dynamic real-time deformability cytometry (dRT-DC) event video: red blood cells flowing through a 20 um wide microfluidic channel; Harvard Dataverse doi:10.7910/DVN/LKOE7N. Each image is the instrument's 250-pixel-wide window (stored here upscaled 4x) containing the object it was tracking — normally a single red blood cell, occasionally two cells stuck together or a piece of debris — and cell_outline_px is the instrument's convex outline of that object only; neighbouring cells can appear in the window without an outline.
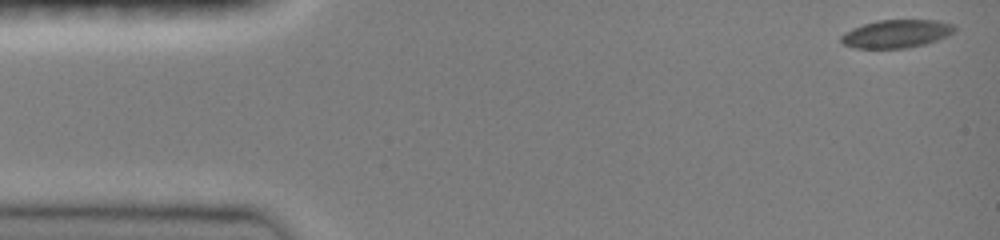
{"species": "common noctule bat (a hibernating species)", "species_latin": "Nyctalus noctula", "temperature_condition": "room temperature", "stored_images_in_passage": 44, "camera_frame_rate_fps": 3000, "um_per_image_px": 0.085, "animal": {"sex": "female", "body_mass_g": 19.0, "forearm_length_mm": 51.5}, "frame": {"image": 1, "passage_image": 1, "time_ms": 0.0, "image_size_px": [1000, 240], "cell_outline_px": [[956, 32], [948, 36], [924, 44], [908, 48], [856, 48], [844, 44], [840, 40], [840, 36], [844, 32], [852, 28], [876, 20], [940, 20], [956, 24]], "centroid_in_image_um": [76.24, 2.86], "position_along_channel_um": 8.8, "area_um2": 18.79}}
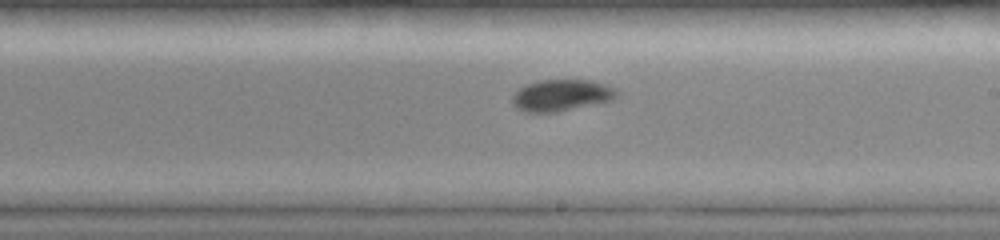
{"frame": {"image": 2, "passage_image": 27, "time_ms": 8.667, "image_size_px": [1000, 240], "cell_outline_px": [[620, 96], [612, 100], [556, 112], [524, 112], [516, 108], [512, 104], [512, 96], [524, 84], [540, 80], [592, 80], [604, 84], [620, 92]], "centroid_in_image_um": [47.71, 8.1], "position_along_channel_um": 241.3, "area_um2": 19.25}}
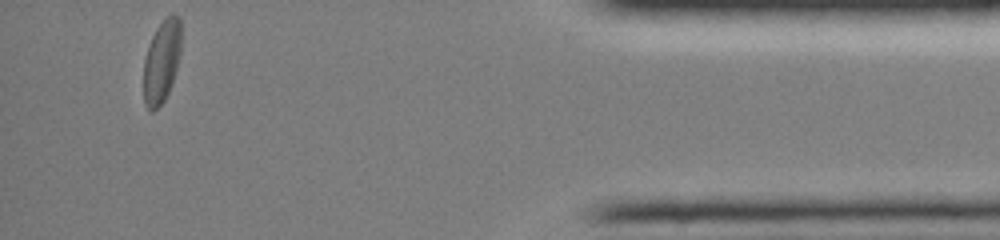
{"frame": {"image": 3, "passage_image": 44, "time_ms": 14.333, "image_size_px": [1000, 240], "cell_outline_px": [[180, 56], [172, 84], [164, 100], [152, 112], [144, 104], [144, 60], [152, 36], [156, 28], [172, 12], [180, 16]], "centroid_in_image_um": [13.75, 5.2], "position_along_channel_um": 421.5, "area_um2": 17.98}, "authors_computed_cell_mechanics": {"area_um2": 18.8428, "velocity_mm_per_s": 4.0007, "shape_relaxation_time_tau1_ms": 4.1021, "shape_relaxation_time_tau2_ms": 11.2535, "deformation_change_tau1": 0.1107, "deformation_change_tau2": 0.1134}}